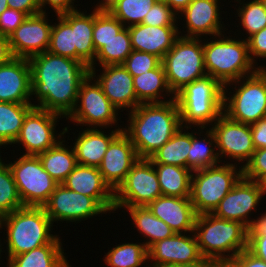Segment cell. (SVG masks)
I'll return each instance as SVG.
<instances>
[{"label": "cell", "instance_id": "1", "mask_svg": "<svg viewBox=\"0 0 266 267\" xmlns=\"http://www.w3.org/2000/svg\"><path fill=\"white\" fill-rule=\"evenodd\" d=\"M31 69V95L36 108L67 118L75 108L81 82L89 75L83 62L48 51L28 59Z\"/></svg>", "mask_w": 266, "mask_h": 267}, {"label": "cell", "instance_id": "2", "mask_svg": "<svg viewBox=\"0 0 266 267\" xmlns=\"http://www.w3.org/2000/svg\"><path fill=\"white\" fill-rule=\"evenodd\" d=\"M127 114L129 124L122 131L134 145L139 159H149L182 126L176 99L141 103Z\"/></svg>", "mask_w": 266, "mask_h": 267}, {"label": "cell", "instance_id": "3", "mask_svg": "<svg viewBox=\"0 0 266 267\" xmlns=\"http://www.w3.org/2000/svg\"><path fill=\"white\" fill-rule=\"evenodd\" d=\"M53 226L43 207L24 206L1 217L0 230L4 229V234L6 231V240H3L7 242V261L51 243L58 236L51 234Z\"/></svg>", "mask_w": 266, "mask_h": 267}, {"label": "cell", "instance_id": "4", "mask_svg": "<svg viewBox=\"0 0 266 267\" xmlns=\"http://www.w3.org/2000/svg\"><path fill=\"white\" fill-rule=\"evenodd\" d=\"M224 33L210 37V42L203 38L206 74L223 86L258 70L249 57L247 40L237 36L232 38Z\"/></svg>", "mask_w": 266, "mask_h": 267}, {"label": "cell", "instance_id": "5", "mask_svg": "<svg viewBox=\"0 0 266 267\" xmlns=\"http://www.w3.org/2000/svg\"><path fill=\"white\" fill-rule=\"evenodd\" d=\"M194 234L205 260L234 258L248 247V228L244 224L213 213L197 215Z\"/></svg>", "mask_w": 266, "mask_h": 267}, {"label": "cell", "instance_id": "6", "mask_svg": "<svg viewBox=\"0 0 266 267\" xmlns=\"http://www.w3.org/2000/svg\"><path fill=\"white\" fill-rule=\"evenodd\" d=\"M224 86L206 75L186 85L175 99L184 127L209 128L223 113Z\"/></svg>", "mask_w": 266, "mask_h": 267}, {"label": "cell", "instance_id": "7", "mask_svg": "<svg viewBox=\"0 0 266 267\" xmlns=\"http://www.w3.org/2000/svg\"><path fill=\"white\" fill-rule=\"evenodd\" d=\"M227 88L233 92H228ZM223 113L249 125L266 117V69H258L254 74L224 86Z\"/></svg>", "mask_w": 266, "mask_h": 267}, {"label": "cell", "instance_id": "8", "mask_svg": "<svg viewBox=\"0 0 266 267\" xmlns=\"http://www.w3.org/2000/svg\"><path fill=\"white\" fill-rule=\"evenodd\" d=\"M242 176V166L230 161L193 171L190 201L195 212L212 213Z\"/></svg>", "mask_w": 266, "mask_h": 267}, {"label": "cell", "instance_id": "9", "mask_svg": "<svg viewBox=\"0 0 266 267\" xmlns=\"http://www.w3.org/2000/svg\"><path fill=\"white\" fill-rule=\"evenodd\" d=\"M161 63L169 88L176 95L186 85L207 75L202 38L179 36Z\"/></svg>", "mask_w": 266, "mask_h": 267}, {"label": "cell", "instance_id": "10", "mask_svg": "<svg viewBox=\"0 0 266 267\" xmlns=\"http://www.w3.org/2000/svg\"><path fill=\"white\" fill-rule=\"evenodd\" d=\"M118 111L104 94L101 85L89 73L81 82L75 108L66 119L82 128L87 126L106 129L114 128V125L117 128V122L120 120Z\"/></svg>", "mask_w": 266, "mask_h": 267}, {"label": "cell", "instance_id": "11", "mask_svg": "<svg viewBox=\"0 0 266 267\" xmlns=\"http://www.w3.org/2000/svg\"><path fill=\"white\" fill-rule=\"evenodd\" d=\"M8 166L24 206L43 207L59 184L44 170L38 156L20 155Z\"/></svg>", "mask_w": 266, "mask_h": 267}, {"label": "cell", "instance_id": "12", "mask_svg": "<svg viewBox=\"0 0 266 267\" xmlns=\"http://www.w3.org/2000/svg\"><path fill=\"white\" fill-rule=\"evenodd\" d=\"M162 196L158 176L149 159H138L114 192V207L148 206Z\"/></svg>", "mask_w": 266, "mask_h": 267}, {"label": "cell", "instance_id": "13", "mask_svg": "<svg viewBox=\"0 0 266 267\" xmlns=\"http://www.w3.org/2000/svg\"><path fill=\"white\" fill-rule=\"evenodd\" d=\"M64 117L34 107L25 117L21 131L13 144H20L25 149L22 155H34L45 152L55 146L62 136L68 133L66 126L61 132H56L57 122ZM59 119V120H58ZM56 134V135H55Z\"/></svg>", "mask_w": 266, "mask_h": 267}, {"label": "cell", "instance_id": "14", "mask_svg": "<svg viewBox=\"0 0 266 267\" xmlns=\"http://www.w3.org/2000/svg\"><path fill=\"white\" fill-rule=\"evenodd\" d=\"M43 208L53 224L56 221L80 223L108 213L93 197L72 191L63 184L56 186Z\"/></svg>", "mask_w": 266, "mask_h": 267}, {"label": "cell", "instance_id": "15", "mask_svg": "<svg viewBox=\"0 0 266 267\" xmlns=\"http://www.w3.org/2000/svg\"><path fill=\"white\" fill-rule=\"evenodd\" d=\"M210 128L215 134L220 160L223 157L229 158L231 164L234 162L236 165L238 163L239 166H245L256 150L250 125L234 121L222 113Z\"/></svg>", "mask_w": 266, "mask_h": 267}, {"label": "cell", "instance_id": "16", "mask_svg": "<svg viewBox=\"0 0 266 267\" xmlns=\"http://www.w3.org/2000/svg\"><path fill=\"white\" fill-rule=\"evenodd\" d=\"M205 259L201 255L194 232L175 233L172 237L159 240L148 248L149 267L180 265L203 267Z\"/></svg>", "mask_w": 266, "mask_h": 267}, {"label": "cell", "instance_id": "17", "mask_svg": "<svg viewBox=\"0 0 266 267\" xmlns=\"http://www.w3.org/2000/svg\"><path fill=\"white\" fill-rule=\"evenodd\" d=\"M263 197L259 182L242 176L212 213L222 219L238 221L249 229L255 220L250 219L251 214L255 210L257 213Z\"/></svg>", "mask_w": 266, "mask_h": 267}, {"label": "cell", "instance_id": "18", "mask_svg": "<svg viewBox=\"0 0 266 267\" xmlns=\"http://www.w3.org/2000/svg\"><path fill=\"white\" fill-rule=\"evenodd\" d=\"M52 25L47 13L28 16L8 37L13 57L30 59L47 51Z\"/></svg>", "mask_w": 266, "mask_h": 267}, {"label": "cell", "instance_id": "19", "mask_svg": "<svg viewBox=\"0 0 266 267\" xmlns=\"http://www.w3.org/2000/svg\"><path fill=\"white\" fill-rule=\"evenodd\" d=\"M221 0H192L189 5L178 14V20L184 18L183 24L186 31L179 30V35L183 37L193 38H205L208 35L211 37L222 34V32L228 30L225 28L224 22H222L221 14L224 11H220ZM181 17V18H180ZM225 29V30H224ZM207 35V37H206Z\"/></svg>", "mask_w": 266, "mask_h": 267}, {"label": "cell", "instance_id": "20", "mask_svg": "<svg viewBox=\"0 0 266 267\" xmlns=\"http://www.w3.org/2000/svg\"><path fill=\"white\" fill-rule=\"evenodd\" d=\"M90 74L101 85L109 101L123 112L133 111L139 104L133 85V76L122 65L103 66L100 75L96 76V67L89 68Z\"/></svg>", "mask_w": 266, "mask_h": 267}, {"label": "cell", "instance_id": "21", "mask_svg": "<svg viewBox=\"0 0 266 267\" xmlns=\"http://www.w3.org/2000/svg\"><path fill=\"white\" fill-rule=\"evenodd\" d=\"M139 157L128 136L121 131L109 144L98 169L109 187L115 192L125 181L128 172Z\"/></svg>", "mask_w": 266, "mask_h": 267}, {"label": "cell", "instance_id": "22", "mask_svg": "<svg viewBox=\"0 0 266 267\" xmlns=\"http://www.w3.org/2000/svg\"><path fill=\"white\" fill-rule=\"evenodd\" d=\"M31 97L28 59L13 57L8 63L0 65V101L36 106Z\"/></svg>", "mask_w": 266, "mask_h": 267}, {"label": "cell", "instance_id": "23", "mask_svg": "<svg viewBox=\"0 0 266 267\" xmlns=\"http://www.w3.org/2000/svg\"><path fill=\"white\" fill-rule=\"evenodd\" d=\"M62 184L72 191L93 197L108 214L114 213V191L104 181L98 167L78 164Z\"/></svg>", "mask_w": 266, "mask_h": 267}, {"label": "cell", "instance_id": "24", "mask_svg": "<svg viewBox=\"0 0 266 267\" xmlns=\"http://www.w3.org/2000/svg\"><path fill=\"white\" fill-rule=\"evenodd\" d=\"M175 233L194 232L197 213L190 197L160 196L147 206Z\"/></svg>", "mask_w": 266, "mask_h": 267}, {"label": "cell", "instance_id": "25", "mask_svg": "<svg viewBox=\"0 0 266 267\" xmlns=\"http://www.w3.org/2000/svg\"><path fill=\"white\" fill-rule=\"evenodd\" d=\"M177 26H149L137 24L128 27L133 50L156 55L161 60L180 36Z\"/></svg>", "mask_w": 266, "mask_h": 267}, {"label": "cell", "instance_id": "26", "mask_svg": "<svg viewBox=\"0 0 266 267\" xmlns=\"http://www.w3.org/2000/svg\"><path fill=\"white\" fill-rule=\"evenodd\" d=\"M117 127L112 131L107 130L109 132H105L106 130H103V128H81L83 131H79L72 146L77 163L84 166L98 167L102 162L110 142L123 129L122 126L118 125Z\"/></svg>", "mask_w": 266, "mask_h": 267}, {"label": "cell", "instance_id": "27", "mask_svg": "<svg viewBox=\"0 0 266 267\" xmlns=\"http://www.w3.org/2000/svg\"><path fill=\"white\" fill-rule=\"evenodd\" d=\"M71 24L74 46L76 48V61L83 62L88 67L95 61L96 52L93 44L94 10L72 11L62 14Z\"/></svg>", "mask_w": 266, "mask_h": 267}, {"label": "cell", "instance_id": "28", "mask_svg": "<svg viewBox=\"0 0 266 267\" xmlns=\"http://www.w3.org/2000/svg\"><path fill=\"white\" fill-rule=\"evenodd\" d=\"M58 235L51 243L13 256L7 267H72L67 261L63 245Z\"/></svg>", "mask_w": 266, "mask_h": 267}, {"label": "cell", "instance_id": "29", "mask_svg": "<svg viewBox=\"0 0 266 267\" xmlns=\"http://www.w3.org/2000/svg\"><path fill=\"white\" fill-rule=\"evenodd\" d=\"M133 85L140 103H163L175 99V95L169 88L162 63L155 69L133 76Z\"/></svg>", "mask_w": 266, "mask_h": 267}, {"label": "cell", "instance_id": "30", "mask_svg": "<svg viewBox=\"0 0 266 267\" xmlns=\"http://www.w3.org/2000/svg\"><path fill=\"white\" fill-rule=\"evenodd\" d=\"M195 130L196 128L191 131V148L190 153L188 154L187 168L193 172L210 166H215L222 161L223 163H226L225 160H220L218 156L216 138L211 128H198V132ZM198 135L204 137L202 138Z\"/></svg>", "mask_w": 266, "mask_h": 267}, {"label": "cell", "instance_id": "31", "mask_svg": "<svg viewBox=\"0 0 266 267\" xmlns=\"http://www.w3.org/2000/svg\"><path fill=\"white\" fill-rule=\"evenodd\" d=\"M124 208L129 212L137 231L146 238L144 245L148 249L159 240L172 237L175 232L161 219L153 215L147 206L114 207V211Z\"/></svg>", "mask_w": 266, "mask_h": 267}, {"label": "cell", "instance_id": "32", "mask_svg": "<svg viewBox=\"0 0 266 267\" xmlns=\"http://www.w3.org/2000/svg\"><path fill=\"white\" fill-rule=\"evenodd\" d=\"M64 137L55 146L38 154L44 170L59 184L78 165L74 149L71 146L65 145Z\"/></svg>", "mask_w": 266, "mask_h": 267}, {"label": "cell", "instance_id": "33", "mask_svg": "<svg viewBox=\"0 0 266 267\" xmlns=\"http://www.w3.org/2000/svg\"><path fill=\"white\" fill-rule=\"evenodd\" d=\"M188 129L190 131L191 127L181 126L172 138L159 148L149 160L153 164L175 165L187 168V159L191 148V132Z\"/></svg>", "mask_w": 266, "mask_h": 267}, {"label": "cell", "instance_id": "34", "mask_svg": "<svg viewBox=\"0 0 266 267\" xmlns=\"http://www.w3.org/2000/svg\"><path fill=\"white\" fill-rule=\"evenodd\" d=\"M163 196L190 197L192 171L175 165L153 164Z\"/></svg>", "mask_w": 266, "mask_h": 267}, {"label": "cell", "instance_id": "35", "mask_svg": "<svg viewBox=\"0 0 266 267\" xmlns=\"http://www.w3.org/2000/svg\"><path fill=\"white\" fill-rule=\"evenodd\" d=\"M32 104L0 101V148L12 145L20 134L26 115L34 108ZM1 150V149H0Z\"/></svg>", "mask_w": 266, "mask_h": 267}, {"label": "cell", "instance_id": "36", "mask_svg": "<svg viewBox=\"0 0 266 267\" xmlns=\"http://www.w3.org/2000/svg\"><path fill=\"white\" fill-rule=\"evenodd\" d=\"M105 254L103 261L108 267H149L148 249L143 242L117 244Z\"/></svg>", "mask_w": 266, "mask_h": 267}, {"label": "cell", "instance_id": "37", "mask_svg": "<svg viewBox=\"0 0 266 267\" xmlns=\"http://www.w3.org/2000/svg\"><path fill=\"white\" fill-rule=\"evenodd\" d=\"M132 51L129 29L124 27L116 37L108 41L106 45L97 52L95 61L89 68L97 66V61L100 67L123 64Z\"/></svg>", "mask_w": 266, "mask_h": 267}, {"label": "cell", "instance_id": "38", "mask_svg": "<svg viewBox=\"0 0 266 267\" xmlns=\"http://www.w3.org/2000/svg\"><path fill=\"white\" fill-rule=\"evenodd\" d=\"M58 23L52 25L48 52L76 60V48L74 46L71 24L62 16L57 15Z\"/></svg>", "mask_w": 266, "mask_h": 267}, {"label": "cell", "instance_id": "39", "mask_svg": "<svg viewBox=\"0 0 266 267\" xmlns=\"http://www.w3.org/2000/svg\"><path fill=\"white\" fill-rule=\"evenodd\" d=\"M244 1L234 0L240 5L236 9V14H238L236 17H239L238 24L244 28L242 29L243 32L245 31L244 35H246L244 39L247 40L251 35L266 27V10L260 0Z\"/></svg>", "mask_w": 266, "mask_h": 267}, {"label": "cell", "instance_id": "40", "mask_svg": "<svg viewBox=\"0 0 266 267\" xmlns=\"http://www.w3.org/2000/svg\"><path fill=\"white\" fill-rule=\"evenodd\" d=\"M0 151V218L24 207L8 163L2 160Z\"/></svg>", "mask_w": 266, "mask_h": 267}, {"label": "cell", "instance_id": "41", "mask_svg": "<svg viewBox=\"0 0 266 267\" xmlns=\"http://www.w3.org/2000/svg\"><path fill=\"white\" fill-rule=\"evenodd\" d=\"M158 0H118L109 11L125 27L141 24Z\"/></svg>", "mask_w": 266, "mask_h": 267}, {"label": "cell", "instance_id": "42", "mask_svg": "<svg viewBox=\"0 0 266 267\" xmlns=\"http://www.w3.org/2000/svg\"><path fill=\"white\" fill-rule=\"evenodd\" d=\"M125 26L109 11L94 10L93 44L97 53L116 37Z\"/></svg>", "mask_w": 266, "mask_h": 267}, {"label": "cell", "instance_id": "43", "mask_svg": "<svg viewBox=\"0 0 266 267\" xmlns=\"http://www.w3.org/2000/svg\"><path fill=\"white\" fill-rule=\"evenodd\" d=\"M162 60L156 55L133 50L122 64L132 76L157 68Z\"/></svg>", "mask_w": 266, "mask_h": 267}, {"label": "cell", "instance_id": "44", "mask_svg": "<svg viewBox=\"0 0 266 267\" xmlns=\"http://www.w3.org/2000/svg\"><path fill=\"white\" fill-rule=\"evenodd\" d=\"M177 14L163 1H156L145 16L142 24L149 26H179Z\"/></svg>", "mask_w": 266, "mask_h": 267}, {"label": "cell", "instance_id": "45", "mask_svg": "<svg viewBox=\"0 0 266 267\" xmlns=\"http://www.w3.org/2000/svg\"><path fill=\"white\" fill-rule=\"evenodd\" d=\"M242 172L246 179L259 182L266 175V148L256 149Z\"/></svg>", "mask_w": 266, "mask_h": 267}, {"label": "cell", "instance_id": "46", "mask_svg": "<svg viewBox=\"0 0 266 267\" xmlns=\"http://www.w3.org/2000/svg\"><path fill=\"white\" fill-rule=\"evenodd\" d=\"M247 44L251 62L257 66L258 69H266L265 64L263 66L262 64L258 66L257 62V59L260 58H262L263 61L266 60V27L251 35L247 39Z\"/></svg>", "mask_w": 266, "mask_h": 267}, {"label": "cell", "instance_id": "47", "mask_svg": "<svg viewBox=\"0 0 266 267\" xmlns=\"http://www.w3.org/2000/svg\"><path fill=\"white\" fill-rule=\"evenodd\" d=\"M27 18L26 13L7 8L0 15V34L9 37Z\"/></svg>", "mask_w": 266, "mask_h": 267}, {"label": "cell", "instance_id": "48", "mask_svg": "<svg viewBox=\"0 0 266 267\" xmlns=\"http://www.w3.org/2000/svg\"><path fill=\"white\" fill-rule=\"evenodd\" d=\"M75 0H39L41 13H46L47 6L55 12V15H62L64 13L78 10L74 5ZM47 5V6H46ZM75 6V7H74Z\"/></svg>", "mask_w": 266, "mask_h": 267}, {"label": "cell", "instance_id": "49", "mask_svg": "<svg viewBox=\"0 0 266 267\" xmlns=\"http://www.w3.org/2000/svg\"><path fill=\"white\" fill-rule=\"evenodd\" d=\"M247 249L266 262V234H248Z\"/></svg>", "mask_w": 266, "mask_h": 267}, {"label": "cell", "instance_id": "50", "mask_svg": "<svg viewBox=\"0 0 266 267\" xmlns=\"http://www.w3.org/2000/svg\"><path fill=\"white\" fill-rule=\"evenodd\" d=\"M255 149L266 148V117L250 125Z\"/></svg>", "mask_w": 266, "mask_h": 267}, {"label": "cell", "instance_id": "51", "mask_svg": "<svg viewBox=\"0 0 266 267\" xmlns=\"http://www.w3.org/2000/svg\"><path fill=\"white\" fill-rule=\"evenodd\" d=\"M8 8L22 11L28 16L41 13L39 0H7Z\"/></svg>", "mask_w": 266, "mask_h": 267}, {"label": "cell", "instance_id": "52", "mask_svg": "<svg viewBox=\"0 0 266 267\" xmlns=\"http://www.w3.org/2000/svg\"><path fill=\"white\" fill-rule=\"evenodd\" d=\"M241 267H266V262L252 254L248 249H244L234 257Z\"/></svg>", "mask_w": 266, "mask_h": 267}, {"label": "cell", "instance_id": "53", "mask_svg": "<svg viewBox=\"0 0 266 267\" xmlns=\"http://www.w3.org/2000/svg\"><path fill=\"white\" fill-rule=\"evenodd\" d=\"M12 58L8 36L0 34V65L8 63Z\"/></svg>", "mask_w": 266, "mask_h": 267}, {"label": "cell", "instance_id": "54", "mask_svg": "<svg viewBox=\"0 0 266 267\" xmlns=\"http://www.w3.org/2000/svg\"><path fill=\"white\" fill-rule=\"evenodd\" d=\"M203 267H241L235 258L209 259Z\"/></svg>", "mask_w": 266, "mask_h": 267}, {"label": "cell", "instance_id": "55", "mask_svg": "<svg viewBox=\"0 0 266 267\" xmlns=\"http://www.w3.org/2000/svg\"><path fill=\"white\" fill-rule=\"evenodd\" d=\"M260 215L248 229V234H266V212Z\"/></svg>", "mask_w": 266, "mask_h": 267}, {"label": "cell", "instance_id": "56", "mask_svg": "<svg viewBox=\"0 0 266 267\" xmlns=\"http://www.w3.org/2000/svg\"><path fill=\"white\" fill-rule=\"evenodd\" d=\"M177 15L180 14L192 0H163Z\"/></svg>", "mask_w": 266, "mask_h": 267}, {"label": "cell", "instance_id": "57", "mask_svg": "<svg viewBox=\"0 0 266 267\" xmlns=\"http://www.w3.org/2000/svg\"><path fill=\"white\" fill-rule=\"evenodd\" d=\"M117 1L118 0H101L93 8L96 11H110Z\"/></svg>", "mask_w": 266, "mask_h": 267}, {"label": "cell", "instance_id": "58", "mask_svg": "<svg viewBox=\"0 0 266 267\" xmlns=\"http://www.w3.org/2000/svg\"><path fill=\"white\" fill-rule=\"evenodd\" d=\"M8 8L7 0H0V15Z\"/></svg>", "mask_w": 266, "mask_h": 267}, {"label": "cell", "instance_id": "59", "mask_svg": "<svg viewBox=\"0 0 266 267\" xmlns=\"http://www.w3.org/2000/svg\"><path fill=\"white\" fill-rule=\"evenodd\" d=\"M260 187L264 195H266V175L259 181Z\"/></svg>", "mask_w": 266, "mask_h": 267}, {"label": "cell", "instance_id": "60", "mask_svg": "<svg viewBox=\"0 0 266 267\" xmlns=\"http://www.w3.org/2000/svg\"><path fill=\"white\" fill-rule=\"evenodd\" d=\"M159 267H186V266H180V265H162Z\"/></svg>", "mask_w": 266, "mask_h": 267}, {"label": "cell", "instance_id": "61", "mask_svg": "<svg viewBox=\"0 0 266 267\" xmlns=\"http://www.w3.org/2000/svg\"><path fill=\"white\" fill-rule=\"evenodd\" d=\"M1 240H2V239L0 238V259H1V256H2L1 253L3 252V251H2V249H3L2 246H4V245H2L3 243H1ZM0 264H1V263H0Z\"/></svg>", "mask_w": 266, "mask_h": 267}, {"label": "cell", "instance_id": "62", "mask_svg": "<svg viewBox=\"0 0 266 267\" xmlns=\"http://www.w3.org/2000/svg\"><path fill=\"white\" fill-rule=\"evenodd\" d=\"M263 4L264 9L266 10V0H260Z\"/></svg>", "mask_w": 266, "mask_h": 267}]
</instances>
